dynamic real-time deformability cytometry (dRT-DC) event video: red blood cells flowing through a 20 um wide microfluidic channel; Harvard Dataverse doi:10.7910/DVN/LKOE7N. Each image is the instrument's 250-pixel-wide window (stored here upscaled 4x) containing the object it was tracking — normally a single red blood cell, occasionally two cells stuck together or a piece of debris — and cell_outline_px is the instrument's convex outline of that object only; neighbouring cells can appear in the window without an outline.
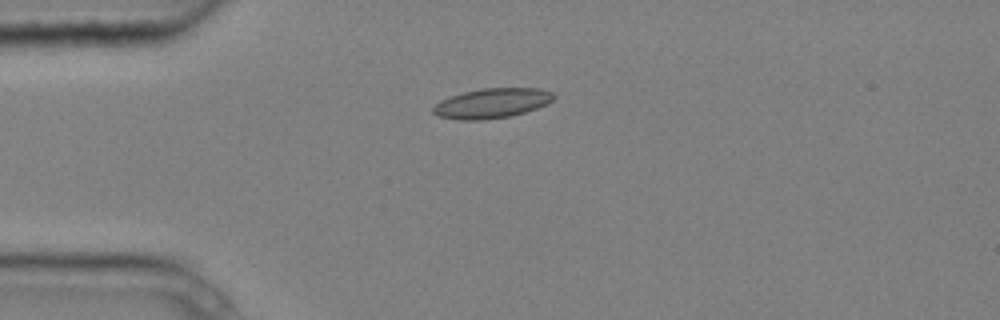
{"species": "common noctule bat (a hibernating species)", "species_latin": "Nyctalus noctula", "temperature_condition": "cold", "stored_images_in_passage": 12, "camera_frame_rate_fps": 3000, "um_per_image_px": 0.085, "animal": {"sex": "male", "body_mass_g": 20.4}, "frame": {"image": 1, "passage_image": 3, "time_ms": 0.667, "image_size_px": [1000, 320], "cell_outline_px": [[556, 96], [548, 104], [512, 116], [480, 120], [460, 120], [436, 116], [432, 112], [432, 108], [440, 100], [464, 92], [484, 88], [540, 88], [552, 92]], "centroid_in_image_um": [41.81, 8.78], "position_along_channel_um": 43.2, "area_um2": 20.98}}
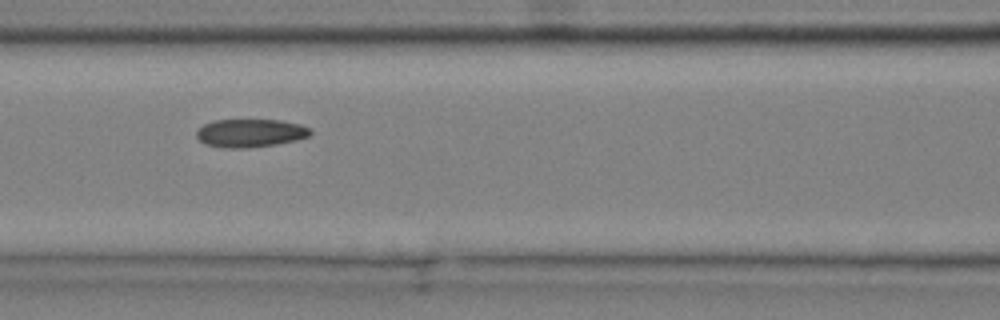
{"frame": {"image": 2, "passage_image": 6, "time_ms": 1.667, "image_size_px": [1000, 320], "cell_outline_px": [[312, 132], [308, 136], [296, 140], [276, 144], [248, 148], [224, 148], [204, 144], [196, 136], [196, 128], [212, 120], [280, 120], [300, 124], [312, 128]], "centroid_in_image_um": [21.25, 11.31], "position_along_channel_um": 145.3, "area_um2": 18.9}}